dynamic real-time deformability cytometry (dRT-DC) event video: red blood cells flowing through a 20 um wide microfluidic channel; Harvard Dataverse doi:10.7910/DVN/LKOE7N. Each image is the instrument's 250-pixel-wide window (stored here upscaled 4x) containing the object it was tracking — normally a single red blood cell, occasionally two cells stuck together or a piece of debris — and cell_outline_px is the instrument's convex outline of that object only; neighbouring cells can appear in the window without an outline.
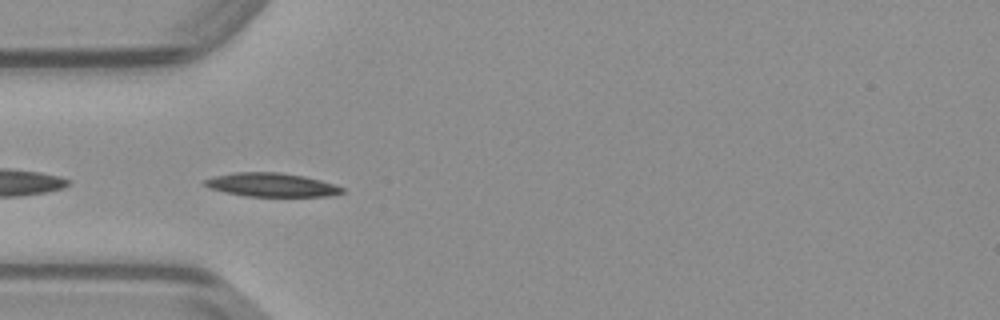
{"species": "common noctule bat (a hibernating species)", "species_latin": "Nyctalus noctula", "temperature_condition": "warm", "stored_images_in_passage": 35, "camera_frame_rate_fps": 3000, "um_per_image_px": 0.085, "animal": {"sex": "male", "body_mass_g": 23.1, "forearm_length_mm": 52.7}, "frame": {"image": 1, "passage_image": 1, "time_ms": 0.0, "image_size_px": [1000, 320], "cell_outline_px": [[344, 192], [328, 196], [244, 196], [224, 192], [208, 188], [204, 184], [204, 180], [212, 176], [232, 172], [280, 172], [304, 176], [336, 184], [344, 188]], "centroid_in_image_um": [23.05, 15.7], "position_along_channel_um": 62.0, "area_um2": 19.13}}
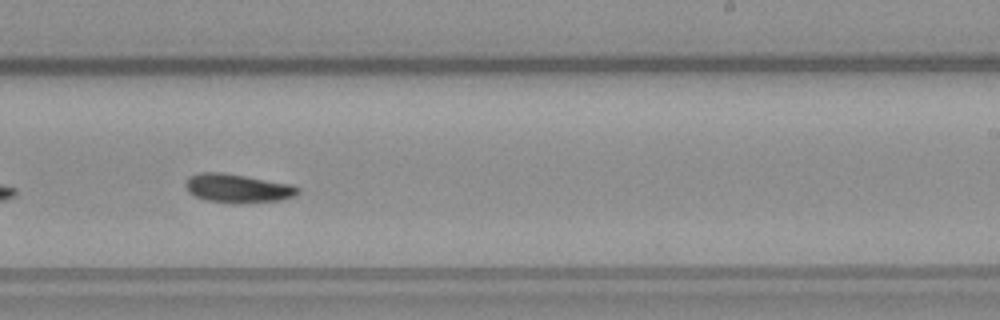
{"frame": {"image": 2, "passage_image": 16, "time_ms": 5.0, "image_size_px": [1000, 320], "cell_outline_px": [[300, 192], [284, 200], [204, 200], [188, 192], [184, 184], [188, 176], [200, 172], [224, 172], [292, 184], [300, 188]], "centroid_in_image_um": [20.17, 15.93], "position_along_channel_um": 268.8, "area_um2": 18.03}}
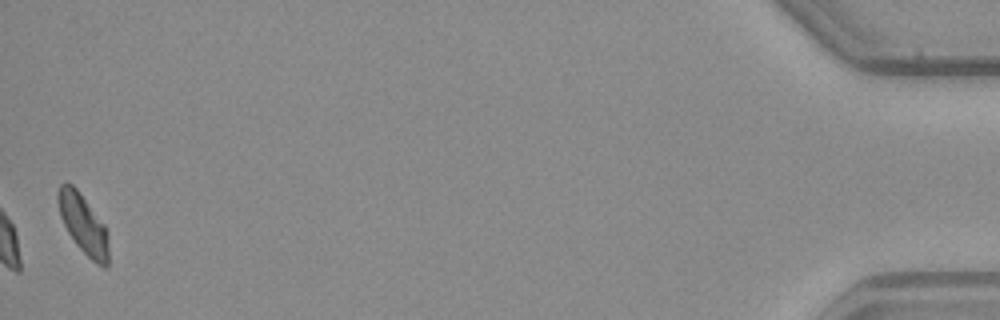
{"frame": {"image": 3, "passage_image": 35, "time_ms": 11.333, "image_size_px": [1000, 320], "cell_outline_px": [[108, 264], [104, 268], [96, 264], [76, 244], [68, 232], [60, 216], [56, 200], [56, 196], [60, 184], [72, 184], [76, 188], [104, 224], [108, 232]], "centroid_in_image_um": [7.07, 19.06], "position_along_channel_um": 428.1, "area_um2": 17.4}}